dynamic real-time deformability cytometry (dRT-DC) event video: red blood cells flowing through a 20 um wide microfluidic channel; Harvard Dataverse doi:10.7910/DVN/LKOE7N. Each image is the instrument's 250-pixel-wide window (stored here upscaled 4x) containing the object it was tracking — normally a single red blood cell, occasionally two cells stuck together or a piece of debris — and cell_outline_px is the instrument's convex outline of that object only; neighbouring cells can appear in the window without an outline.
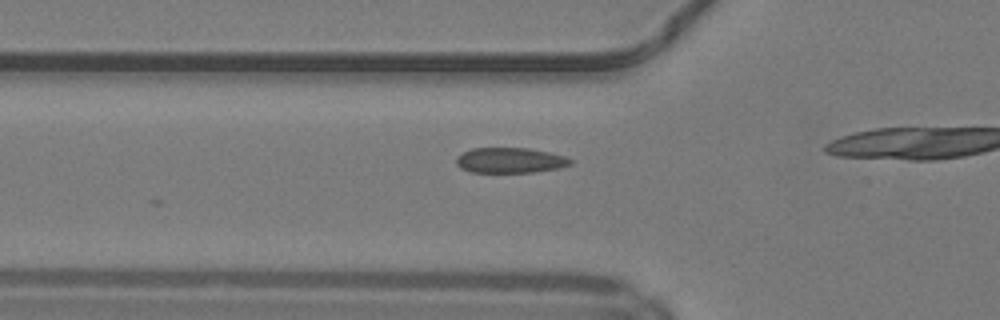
{"species": "common noctule bat (a hibernating species)", "species_latin": "Nyctalus noctula", "temperature_condition": "warm", "stored_images_in_passage": 6, "camera_frame_rate_fps": 3000, "um_per_image_px": 0.085, "animal": {"sex": "male", "body_mass_g": 19.2, "forearm_length_mm": 51.8}, "frame": {"image": 1, "passage_image": 2, "time_ms": 0.333, "image_size_px": [1000, 320], "cell_outline_px": [[572, 164], [560, 168], [536, 172], [472, 172], [460, 168], [456, 164], [456, 156], [472, 148], [528, 148], [548, 152], [564, 156], [572, 160]], "centroid_in_image_um": [43.35, 13.63], "position_along_channel_um": 82.4, "area_um2": 16.88}}
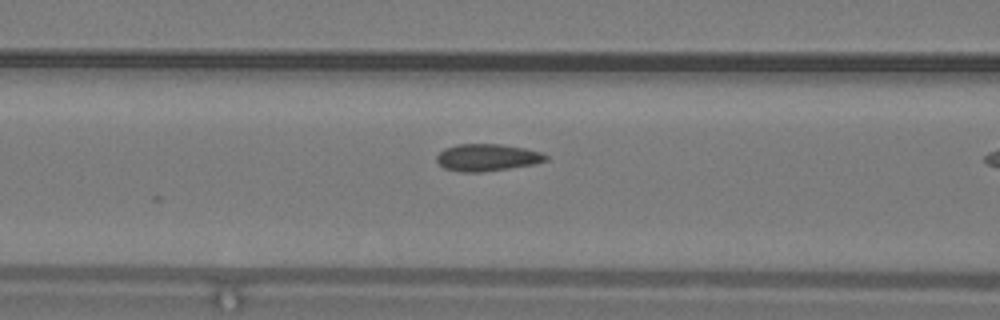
{"frame": {"image": 2, "passage_image": 5, "time_ms": 1.333, "image_size_px": [1000, 320], "cell_outline_px": [[548, 160], [532, 164], [508, 168], [480, 172], [460, 172], [444, 168], [436, 160], [436, 156], [444, 148], [456, 144], [500, 144], [524, 148], [544, 152], [548, 156]], "centroid_in_image_um": [41.4, 13.38], "position_along_channel_um": 125.2, "area_um2": 17.22}}